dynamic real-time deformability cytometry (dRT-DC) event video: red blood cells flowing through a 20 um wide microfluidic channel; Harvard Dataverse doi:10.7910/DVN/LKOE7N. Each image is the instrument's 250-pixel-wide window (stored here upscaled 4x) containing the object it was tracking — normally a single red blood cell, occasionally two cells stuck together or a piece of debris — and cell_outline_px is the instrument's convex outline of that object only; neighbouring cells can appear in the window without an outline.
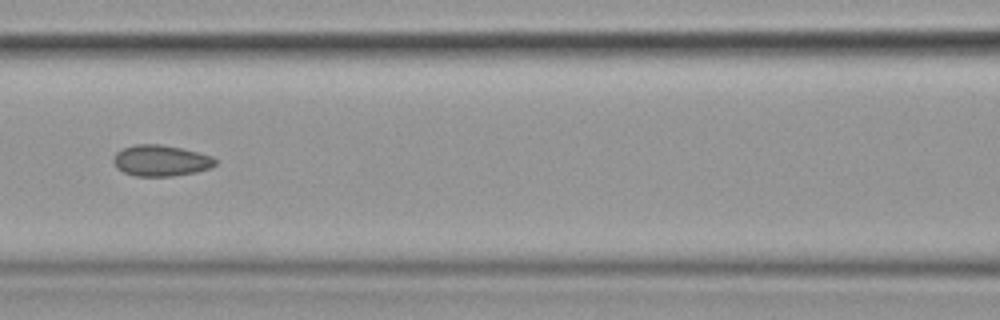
{"species": "common noctule bat (a hibernating species)", "species_latin": "Nyctalus noctula", "temperature_condition": "cold", "stored_images_in_passage": 11, "camera_frame_rate_fps": 3000, "um_per_image_px": 0.085, "animal": {"sex": "female", "body_mass_g": 19.9}, "frame": {"image": 1, "passage_image": 7, "time_ms": 7.667, "image_size_px": [1000, 320], "cell_outline_px": [[216, 164], [212, 168], [196, 172], [172, 176], [136, 176], [124, 172], [116, 168], [112, 160], [116, 152], [124, 148], [136, 144], [160, 144], [180, 148], [212, 156], [216, 160]], "centroid_in_image_um": [13.66, 13.66], "position_along_channel_um": 152.9, "area_um2": 18.44}}
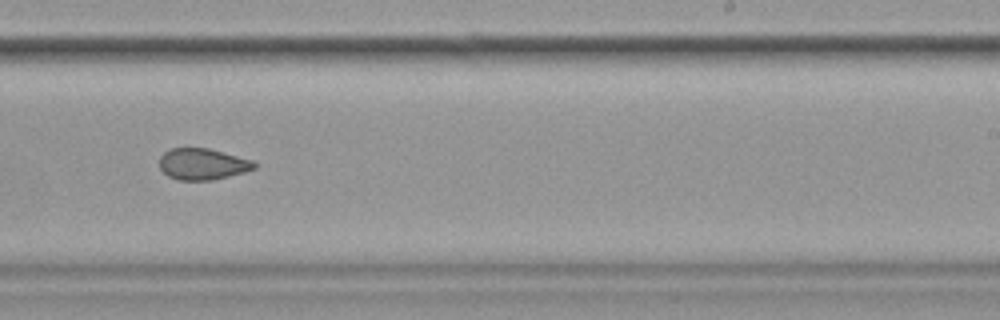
{"frame": {"image": 2, "passage_image": 10, "time_ms": 11.0, "image_size_px": [1000, 320], "cell_outline_px": [[256, 168], [244, 172], [212, 180], [180, 180], [168, 176], [160, 168], [160, 156], [168, 148], [208, 148], [252, 160], [256, 164]], "centroid_in_image_um": [17.2, 13.94], "position_along_channel_um": 271.8, "area_um2": 17.22}}
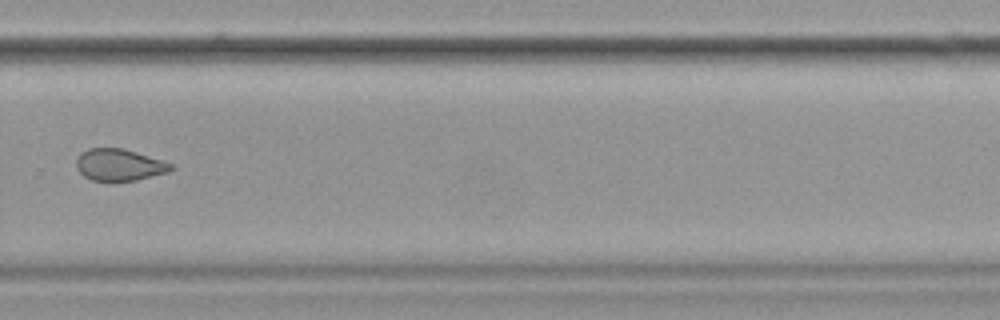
{"frame": {"image": 3, "passage_image": 11, "time_ms": 12.333, "image_size_px": [1000, 320], "cell_outline_px": [[176, 168], [168, 172], [136, 180], [92, 180], [84, 176], [76, 168], [76, 160], [80, 152], [88, 148], [124, 148], [172, 164]], "centroid_in_image_um": [10.12, 14.0], "position_along_channel_um": 319.7, "area_um2": 17.4}}